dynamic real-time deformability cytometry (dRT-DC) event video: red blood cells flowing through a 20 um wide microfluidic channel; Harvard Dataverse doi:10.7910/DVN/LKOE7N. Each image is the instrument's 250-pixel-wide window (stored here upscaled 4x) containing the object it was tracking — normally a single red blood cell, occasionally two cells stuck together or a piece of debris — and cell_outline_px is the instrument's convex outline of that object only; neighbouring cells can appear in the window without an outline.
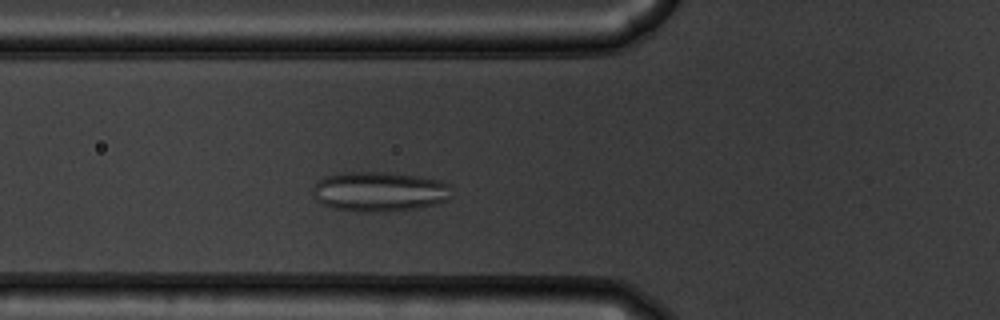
{"species": "common noctule bat (a hibernating species)", "species_latin": "Nyctalus noctula", "temperature_condition": "warm", "stored_images_in_passage": 44, "camera_frame_rate_fps": 3000, "um_per_image_px": 0.085, "animal": {"sex": "male", "body_mass_g": 19.5, "forearm_length_mm": 54.6}, "frame": {"image": 1, "passage_image": 10, "time_ms": 3.0, "image_size_px": [1000, 320], "cell_outline_px": [[448, 200], [436, 204], [416, 208], [380, 212], [360, 212], [332, 208], [316, 200], [312, 196], [312, 188], [316, 180], [324, 176], [340, 172], [388, 172], [416, 176], [440, 180], [448, 184]], "centroid_in_image_um": [32.15, 16.28], "position_along_channel_um": 93.6, "area_um2": 32.37}}
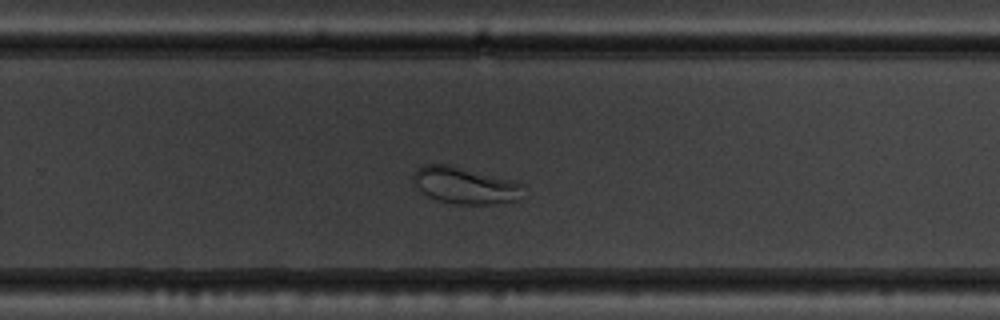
{"frame": {"image": 2, "passage_image": 26, "time_ms": 8.333, "image_size_px": [1000, 320], "cell_outline_px": [[520, 184], [516, 200], [492, 204], [456, 204], [440, 200], [428, 196], [412, 180], [412, 176], [420, 168], [428, 164], [448, 164], [512, 180]], "centroid_in_image_um": [39.47, 15.75], "position_along_channel_um": 290.3, "area_um2": 22.6}}
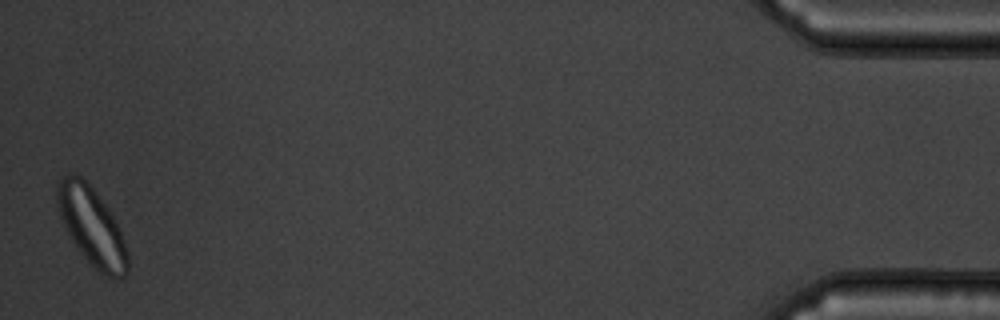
{"frame": {"image": 3, "passage_image": 44, "time_ms": 14.333, "image_size_px": [1000, 320], "cell_outline_px": [[128, 272], [124, 276], [116, 280], [112, 280], [88, 264], [72, 240], [60, 216], [56, 204], [56, 188], [60, 180], [64, 176], [72, 172], [80, 176], [92, 188], [116, 220], [128, 256]], "centroid_in_image_um": [7.79, 19.28], "position_along_channel_um": 427.4, "area_um2": 31.85}}